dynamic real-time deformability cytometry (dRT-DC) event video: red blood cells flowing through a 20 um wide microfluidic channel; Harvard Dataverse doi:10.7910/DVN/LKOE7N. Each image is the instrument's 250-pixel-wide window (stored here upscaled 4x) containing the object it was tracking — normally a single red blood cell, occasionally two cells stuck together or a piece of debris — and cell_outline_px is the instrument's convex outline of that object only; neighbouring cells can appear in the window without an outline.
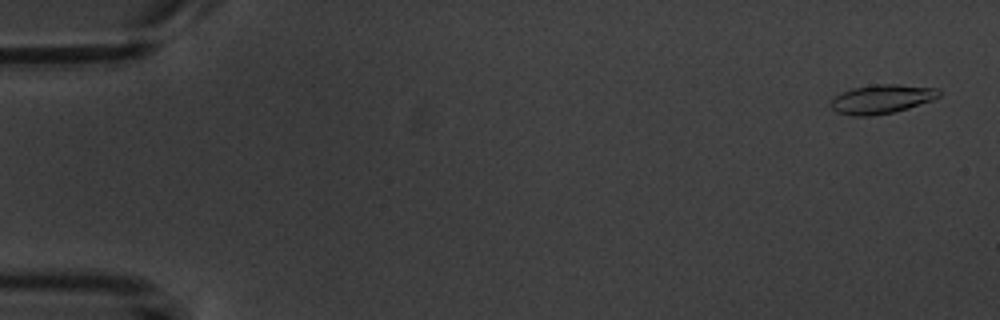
{"species": "common noctule bat (a hibernating species)", "species_latin": "Nyctalus noctula", "temperature_condition": "warm", "stored_images_in_passage": 8, "camera_frame_rate_fps": 3000, "um_per_image_px": 0.085, "animal": {"sex": "male", "body_mass_g": 20.1, "forearm_length_mm": 53.5}, "frame": {"image": 1, "passage_image": 1, "time_ms": 0.0, "image_size_px": [1000, 320], "cell_outline_px": [[940, 96], [932, 100], [908, 108], [892, 112], [868, 116], [856, 116], [836, 112], [832, 108], [832, 100], [840, 92], [852, 88], [872, 84], [896, 84], [936, 88], [940, 92]], "centroid_in_image_um": [74.93, 8.41], "position_along_channel_um": 10.1, "area_um2": 18.09}}
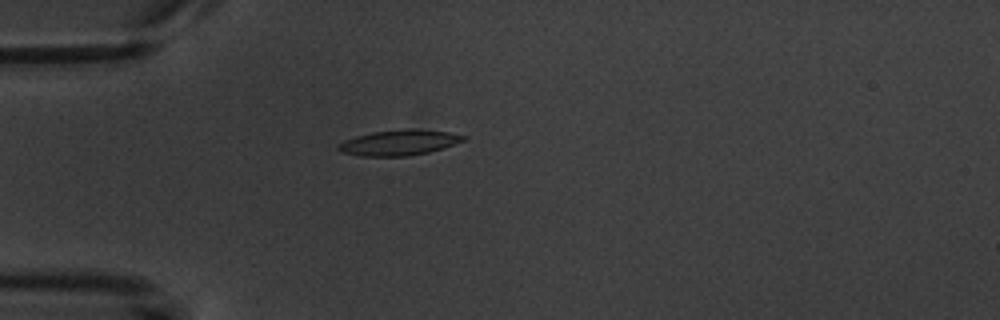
{"frame": {"image": 2, "passage_image": 5, "time_ms": 4.667, "image_size_px": [1000, 320], "cell_outline_px": [[468, 136], [464, 140], [444, 148], [428, 152], [408, 156], [360, 156], [340, 152], [336, 148], [336, 144], [344, 140], [356, 136], [372, 132], [448, 132]], "centroid_in_image_um": [33.82, 12.19], "position_along_channel_um": 51.2, "area_um2": 17.57}}
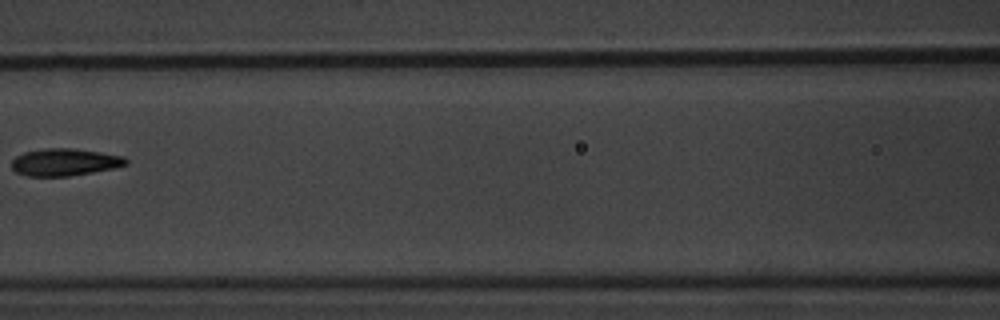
{"frame": {"image": 3, "passage_image": 8, "time_ms": 8.0, "image_size_px": [1000, 320], "cell_outline_px": [[128, 164], [116, 168], [68, 176], [28, 176], [16, 172], [12, 168], [12, 160], [16, 156], [24, 152], [44, 148], [72, 148], [100, 152], [124, 156], [128, 160]], "centroid_in_image_um": [5.51, 13.78], "position_along_channel_um": 161.1, "area_um2": 18.21}}